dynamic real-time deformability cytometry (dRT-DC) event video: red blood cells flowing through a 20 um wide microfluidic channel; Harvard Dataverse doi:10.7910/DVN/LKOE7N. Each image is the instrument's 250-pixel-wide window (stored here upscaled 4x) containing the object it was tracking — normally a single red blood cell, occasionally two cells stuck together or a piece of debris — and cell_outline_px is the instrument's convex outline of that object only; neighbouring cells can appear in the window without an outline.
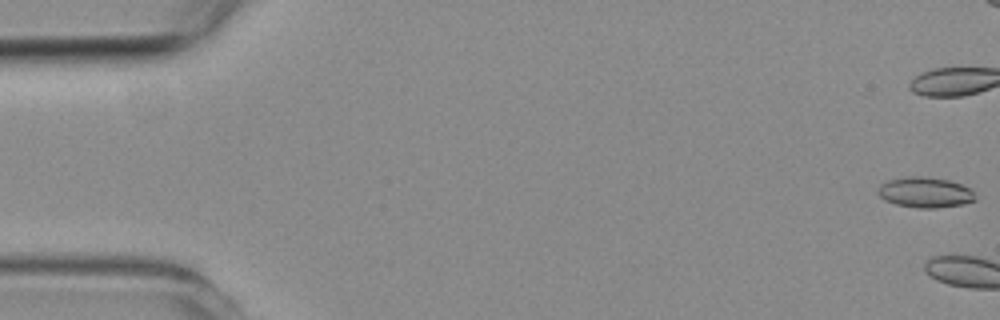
{"species": "common noctule bat (a hibernating species)", "species_latin": "Nyctalus noctula", "temperature_condition": "room temperature", "stored_images_in_passage": 5, "camera_frame_rate_fps": 3000, "um_per_image_px": 0.085, "animal": {"sex": "female", "body_mass_g": 19.3, "forearm_length_mm": 54.1}, "frame": {"image": 1, "passage_image": 1, "time_ms": 0.0, "image_size_px": [1000, 320], "cell_outline_px": [[976, 200], [964, 204], [936, 208], [916, 208], [896, 204], [884, 200], [876, 192], [880, 184], [888, 180], [908, 176], [924, 176], [948, 180], [960, 184], [968, 188], [972, 192]], "centroid_in_image_um": [78.59, 16.35], "position_along_channel_um": 6.4, "area_um2": 17.28}}